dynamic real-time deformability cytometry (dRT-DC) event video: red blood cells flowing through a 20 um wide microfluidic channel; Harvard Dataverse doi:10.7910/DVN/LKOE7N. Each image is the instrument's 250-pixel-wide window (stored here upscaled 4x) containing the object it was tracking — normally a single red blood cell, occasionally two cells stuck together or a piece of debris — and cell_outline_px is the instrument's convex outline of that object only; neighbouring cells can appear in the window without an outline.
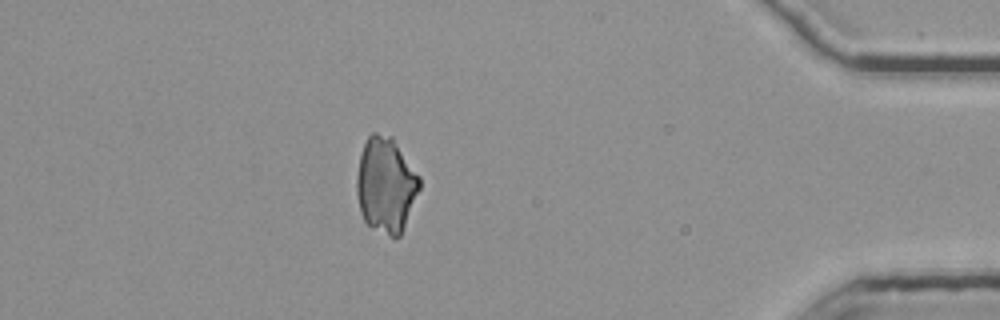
{"species": "common noctule bat (a hibernating species)", "species_latin": "Nyctalus noctula", "temperature_condition": "room temperature", "stored_images_in_passage": 51, "camera_frame_rate_fps": 3000, "um_per_image_px": 0.085, "animal": {"sex": "female", "body_mass_g": 25.1}, "frame": {"image": 1, "passage_image": 45, "time_ms": 14.667, "image_size_px": [1000, 320], "cell_outline_px": [[420, 188], [400, 236], [396, 240], [372, 228], [364, 220], [360, 212], [356, 192], [356, 180], [360, 156], [364, 144], [368, 136], [372, 132], [376, 132], [392, 136], [420, 176]], "centroid_in_image_um": [32.79, 15.72], "position_along_channel_um": 402.4, "area_um2": 35.14}}